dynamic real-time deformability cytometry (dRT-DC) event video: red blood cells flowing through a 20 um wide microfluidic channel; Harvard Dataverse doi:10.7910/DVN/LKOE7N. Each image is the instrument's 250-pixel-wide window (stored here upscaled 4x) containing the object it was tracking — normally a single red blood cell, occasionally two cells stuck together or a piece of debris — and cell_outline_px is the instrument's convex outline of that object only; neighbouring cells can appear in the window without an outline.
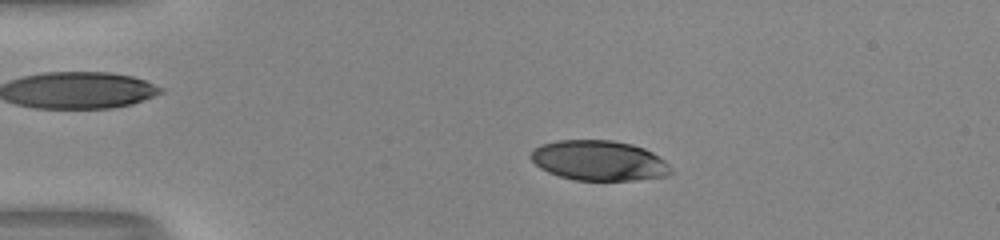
{"species": "human", "species_latin": "Homo sapiens", "temperature_condition": "room temperature", "stored_images_in_passage": 52, "camera_frame_rate_fps": 3000, "um_per_image_px": 0.085, "donor": {"sex": "male"}, "frame": {"image": 1, "passage_image": 12, "time_ms": 3.667, "image_size_px": [1000, 240], "cell_outline_px": [[672, 172], [668, 176], [632, 180], [576, 180], [560, 176], [548, 172], [540, 168], [528, 156], [540, 144], [556, 140], [612, 140], [632, 144], [644, 148], [652, 152], [664, 160], [672, 168]], "centroid_in_image_um": [50.92, 13.64], "position_along_channel_um": 34.1, "area_um2": 32.77}}
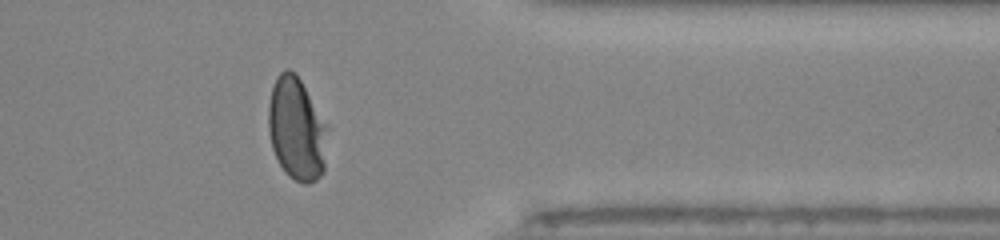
{"frame": {"image": 2, "passage_image": 43, "time_ms": 14.0, "image_size_px": [1000, 240], "cell_outline_px": [[328, 128], [324, 172], [316, 180], [308, 184], [304, 184], [288, 176], [284, 172], [272, 148], [268, 128], [268, 104], [272, 88], [276, 76], [284, 68], [288, 68], [296, 72], [328, 124]], "centroid_in_image_um": [25.22, 10.94], "position_along_channel_um": 386.2, "area_um2": 36.07}}
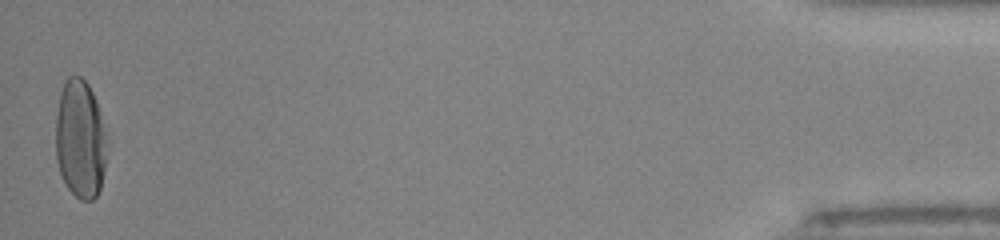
{"frame": {"image": 3, "passage_image": 52, "time_ms": 17.0, "image_size_px": [1000, 240], "cell_outline_px": [[108, 152], [100, 188], [96, 196], [92, 200], [80, 200], [64, 184], [60, 176], [56, 160], [56, 116], [60, 92], [64, 80], [68, 76], [80, 76], [88, 84], [96, 100], [100, 112]], "centroid_in_image_um": [6.81, 11.84], "position_along_channel_um": 428.4, "area_um2": 35.72}, "authors_computed_cell_mechanics": {"area_um2": 34.8245, "velocity_mm_per_s": 4.0565, "shape_relaxation_time_tau1_ms": 4.2859, "shape_relaxation_time_tau2_ms": null, "deformation_change_tau1": 0.205, "deformation_change_tau2": null}}